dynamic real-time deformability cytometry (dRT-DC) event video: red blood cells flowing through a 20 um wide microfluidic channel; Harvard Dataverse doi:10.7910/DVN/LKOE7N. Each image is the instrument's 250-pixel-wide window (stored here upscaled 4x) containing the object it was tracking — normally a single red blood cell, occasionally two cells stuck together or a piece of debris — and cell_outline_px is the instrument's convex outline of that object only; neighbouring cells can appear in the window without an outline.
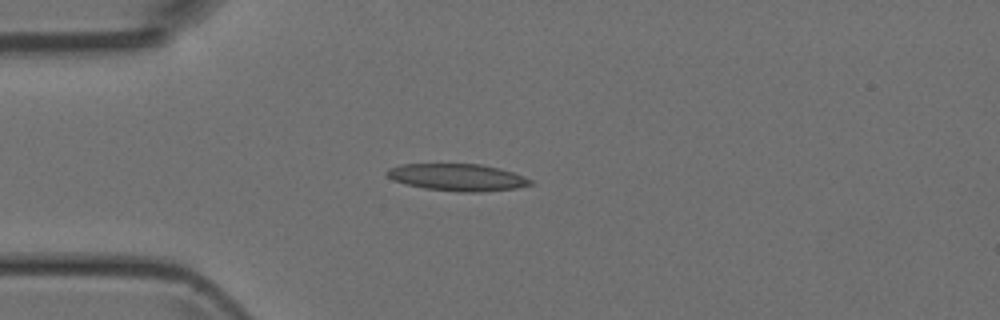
{"species": "Egyptian fruit bat (a non-hibernating species)", "species_latin": "Rousettus aegyptiacus", "temperature_condition": "room temperature", "stored_images_in_passage": 37, "camera_frame_rate_fps": 3000, "um_per_image_px": 0.085, "animal": {"sex": "female"}, "frame": {"image": 1, "passage_image": 1, "time_ms": 0.0, "image_size_px": [1000, 320], "cell_outline_px": [[536, 184], [516, 188], [480, 192], [456, 192], [424, 188], [404, 184], [392, 180], [384, 172], [388, 168], [404, 164], [480, 164], [500, 168], [524, 176], [532, 180]], "centroid_in_image_um": [38.89, 15.08], "position_along_channel_um": 46.1, "area_um2": 22.83}}
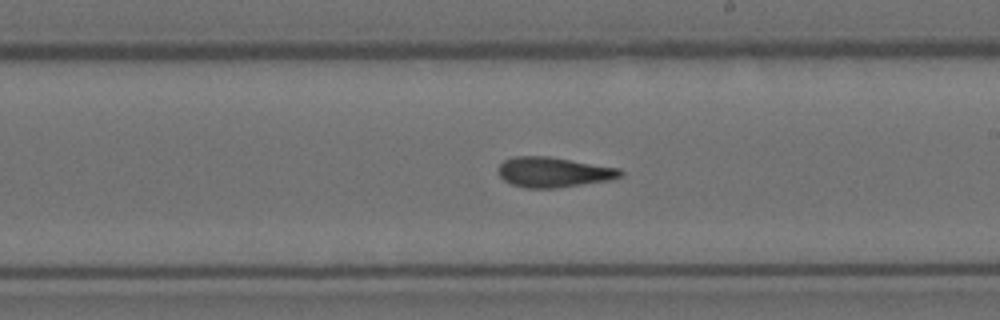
{"frame": {"image": 2, "passage_image": 16, "time_ms": 5.0, "image_size_px": [1000, 320], "cell_outline_px": [[624, 176], [608, 180], [556, 188], [524, 188], [512, 184], [504, 180], [500, 176], [496, 168], [504, 160], [516, 156], [548, 156], [620, 168], [624, 172]], "centroid_in_image_um": [47.04, 14.63], "position_along_channel_um": 242.0, "area_um2": 21.5}}
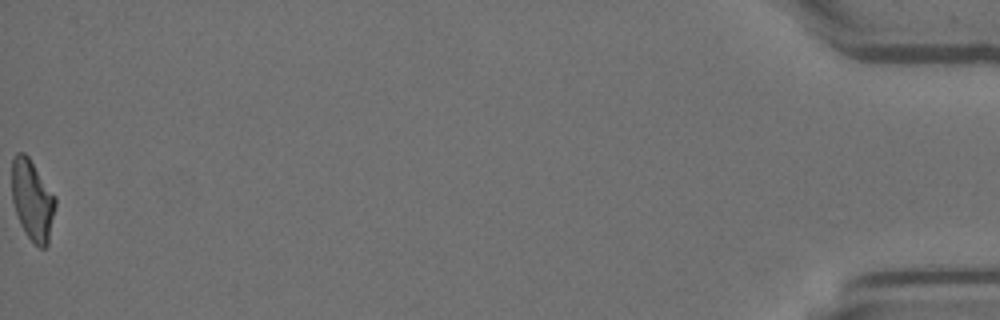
{"frame": {"image": 3, "passage_image": 37, "time_ms": 12.0, "image_size_px": [1000, 320], "cell_outline_px": [[56, 204], [48, 244], [44, 248], [40, 248], [28, 236], [20, 224], [12, 200], [12, 156], [16, 152], [24, 152], [28, 156], [56, 196]], "centroid_in_image_um": [2.75, 16.97], "position_along_channel_um": 432.4, "area_um2": 20.46}}